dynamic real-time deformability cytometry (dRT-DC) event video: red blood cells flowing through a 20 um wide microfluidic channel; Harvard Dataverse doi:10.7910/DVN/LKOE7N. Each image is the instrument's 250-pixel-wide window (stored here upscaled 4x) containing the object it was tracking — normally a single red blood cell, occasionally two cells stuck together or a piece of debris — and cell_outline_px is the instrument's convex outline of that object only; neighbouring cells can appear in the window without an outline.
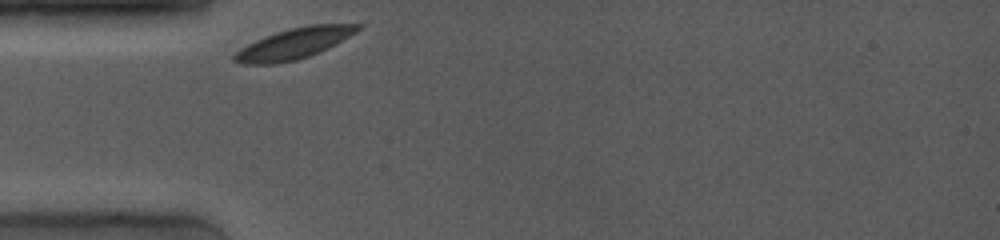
{"species": "common noctule bat (a hibernating species)", "species_latin": "Nyctalus noctula", "temperature_condition": "room temperature", "stored_images_in_passage": 24, "camera_frame_rate_fps": 4000, "um_per_image_px": 0.085, "animal": {"sex": "female", "body_mass_g": 19.0, "forearm_length_mm": 53.3}, "frame": {"image": 1, "passage_image": 1, "time_ms": 0.0, "image_size_px": [1000, 240], "cell_outline_px": [[364, 24], [356, 32], [328, 48], [308, 56], [296, 60], [272, 64], [244, 64], [232, 60], [232, 56], [240, 48], [256, 40], [276, 32], [288, 28], [308, 24]], "centroid_in_image_um": [24.98, 3.69], "position_along_channel_um": 60.0, "area_um2": 21.96}}
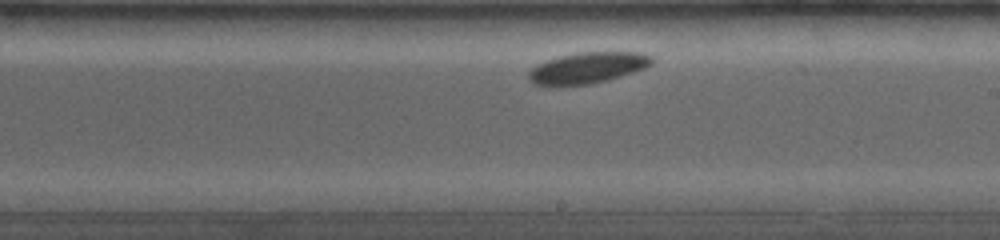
{"frame": {"image": 2, "passage_image": 16, "time_ms": 5.0, "image_size_px": [1000, 240], "cell_outline_px": [[656, 60], [652, 64], [644, 68], [620, 76], [588, 84], [532, 84], [528, 80], [528, 72], [536, 64], [560, 56], [580, 52], [640, 52], [652, 56]], "centroid_in_image_um": [49.97, 5.74], "position_along_channel_um": 239.0, "area_um2": 21.91}}
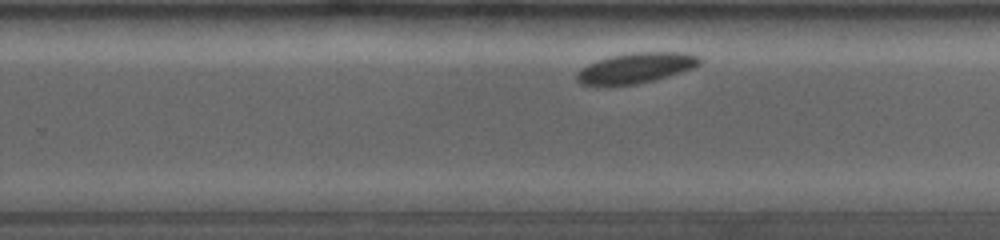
{"frame": {"image": 3, "passage_image": 19, "time_ms": 6.0, "image_size_px": [1000, 240], "cell_outline_px": [[704, 60], [700, 64], [692, 68], [656, 80], [636, 84], [580, 84], [576, 80], [576, 76], [580, 68], [596, 60], [608, 56], [632, 52], [684, 52], [700, 56]], "centroid_in_image_um": [54.09, 5.75], "position_along_channel_um": 275.7, "area_um2": 21.73}}